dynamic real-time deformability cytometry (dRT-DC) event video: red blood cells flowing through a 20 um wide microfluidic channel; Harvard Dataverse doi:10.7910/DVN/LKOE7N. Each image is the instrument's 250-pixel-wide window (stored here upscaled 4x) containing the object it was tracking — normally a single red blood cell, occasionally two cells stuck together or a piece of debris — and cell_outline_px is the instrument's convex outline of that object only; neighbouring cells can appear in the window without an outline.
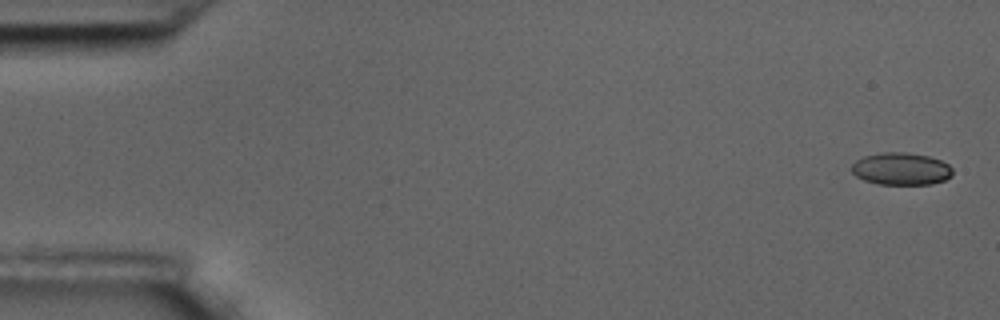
{"species": "common noctule bat (a hibernating species)", "species_latin": "Nyctalus noctula", "temperature_condition": "room temperature", "stored_images_in_passage": 11, "camera_frame_rate_fps": 3000, "um_per_image_px": 0.085, "animal": {"sex": "male", "body_mass_g": 17.5, "forearm_length_mm": 52.3}, "frame": {"image": 1, "passage_image": 1, "time_ms": 0.0, "image_size_px": [1000, 320], "cell_outline_px": [[952, 176], [944, 180], [932, 184], [880, 184], [864, 180], [856, 176], [852, 172], [852, 164], [856, 160], [864, 156], [884, 152], [904, 152], [928, 156], [940, 160], [948, 164], [952, 168]], "centroid_in_image_um": [76.6, 14.35], "position_along_channel_um": 8.4, "area_um2": 18.96}}
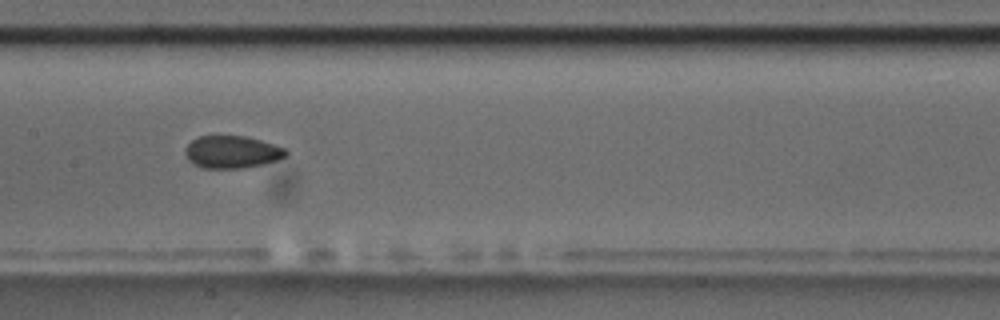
{"frame": {"image": 2, "passage_image": 8, "time_ms": 2.333, "image_size_px": [1000, 320], "cell_outline_px": [[288, 156], [276, 160], [244, 168], [200, 168], [192, 164], [188, 160], [184, 152], [184, 148], [192, 140], [200, 136], [244, 136], [260, 140], [288, 148]], "centroid_in_image_um": [19.71, 12.92], "position_along_channel_um": 187.7, "area_um2": 19.19}}
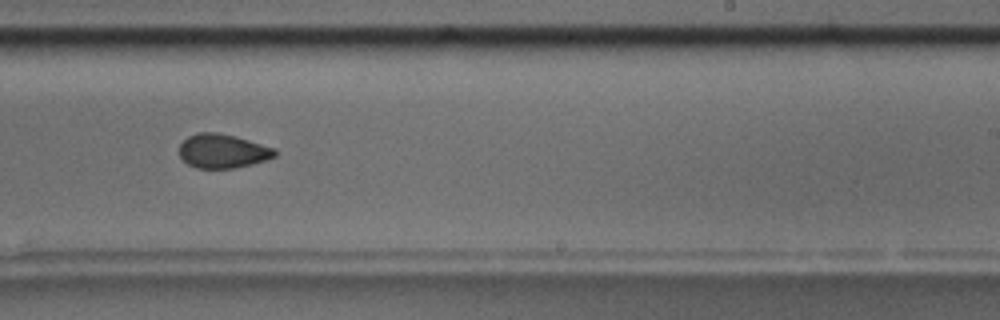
{"frame": {"image": 3, "passage_image": 10, "time_ms": 3.0, "image_size_px": [1000, 320], "cell_outline_px": [[276, 156], [268, 160], [252, 164], [232, 168], [196, 168], [188, 164], [180, 156], [180, 144], [188, 136], [196, 132], [216, 132], [236, 136], [276, 148]], "centroid_in_image_um": [18.95, 12.83], "position_along_channel_um": 270.0, "area_um2": 19.07}}